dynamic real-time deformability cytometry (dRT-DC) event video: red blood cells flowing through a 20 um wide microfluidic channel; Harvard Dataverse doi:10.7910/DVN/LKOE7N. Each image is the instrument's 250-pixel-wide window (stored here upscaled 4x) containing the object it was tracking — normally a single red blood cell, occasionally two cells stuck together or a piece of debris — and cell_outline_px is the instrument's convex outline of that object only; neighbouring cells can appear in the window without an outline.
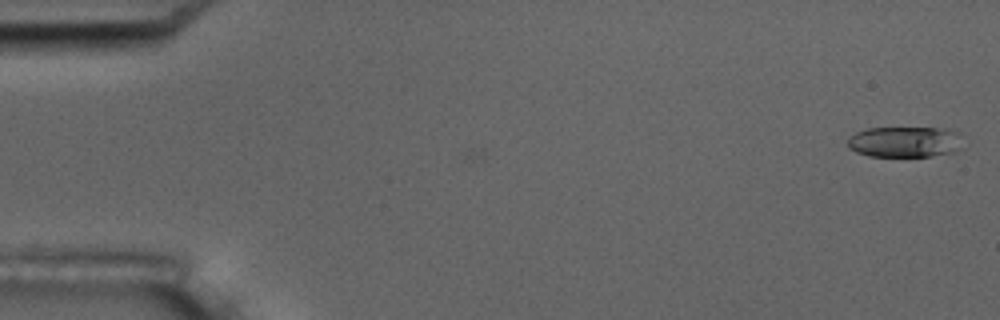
{"species": "common noctule bat (a hibernating species)", "species_latin": "Nyctalus noctula", "temperature_condition": "room temperature", "stored_images_in_passage": 2, "camera_frame_rate_fps": 3000, "um_per_image_px": 0.085, "animal": {"sex": "male", "body_mass_g": 17.5, "forearm_length_mm": 52.3}, "frame": {"image": 1, "passage_image": 2, "time_ms": 1.333, "image_size_px": [1000, 320], "cell_outline_px": [[964, 148], [952, 152], [932, 156], [868, 156], [856, 152], [848, 148], [848, 136], [856, 132], [868, 128], [952, 128], [960, 132]], "centroid_in_image_um": [76.97, 12.05], "position_along_channel_um": 8.0, "area_um2": 21.15}}